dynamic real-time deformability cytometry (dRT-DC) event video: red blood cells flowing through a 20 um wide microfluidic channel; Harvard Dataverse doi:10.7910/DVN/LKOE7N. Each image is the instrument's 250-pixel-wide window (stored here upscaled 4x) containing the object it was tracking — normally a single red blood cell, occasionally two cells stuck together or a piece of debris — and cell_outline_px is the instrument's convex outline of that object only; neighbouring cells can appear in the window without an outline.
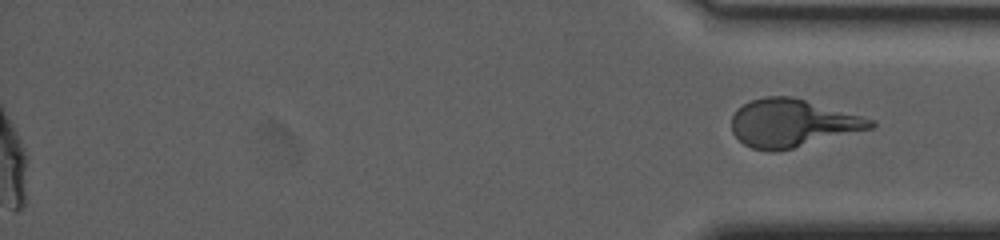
{"species": "human", "species_latin": "Homo sapiens", "temperature_condition": "warm", "stored_images_in_passage": 61, "segment_of_instrument_passage": [2, 2], "camera_frame_rate_fps": 3000, "um_per_image_px": 0.085, "donor": {"sex": "male"}, "frame": {"image": 1, "passage_image": 61, "time_ms": 30.333, "image_size_px": [1000, 240], "cell_outline_px": [[876, 124], [872, 128], [776, 152], [772, 152], [752, 148], [744, 144], [732, 132], [732, 116], [736, 108], [752, 100], [764, 96], [792, 96], [876, 120]], "centroid_in_image_um": [67.32, 10.46], "position_along_channel_um": 367.9, "area_um2": 38.49}}